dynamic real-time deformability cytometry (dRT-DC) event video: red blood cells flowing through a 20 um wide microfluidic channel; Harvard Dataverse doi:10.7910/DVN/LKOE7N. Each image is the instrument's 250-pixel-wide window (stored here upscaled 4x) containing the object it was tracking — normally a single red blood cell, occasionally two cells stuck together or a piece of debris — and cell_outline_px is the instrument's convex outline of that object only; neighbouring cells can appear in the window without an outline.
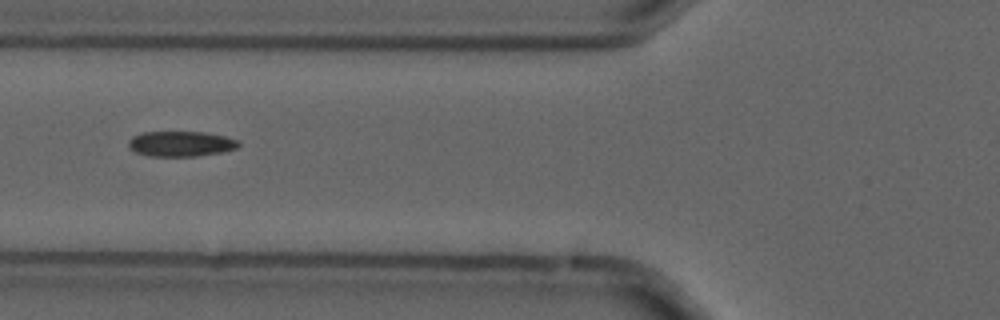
{"species": "common noctule bat (a hibernating species)", "species_latin": "Nyctalus noctula", "temperature_condition": "cold", "stored_images_in_passage": 8, "camera_frame_rate_fps": 3000, "um_per_image_px": 0.085, "animal": {"sex": "male", "forearm_length_mm": 52.5}, "frame": {"image": 1, "passage_image": 3, "time_ms": 0.667, "image_size_px": [1000, 320], "cell_outline_px": [[240, 144], [236, 148], [224, 152], [196, 156], [152, 156], [136, 152], [128, 144], [128, 140], [132, 136], [144, 132], [204, 132], [224, 136], [240, 140]], "centroid_in_image_um": [15.41, 12.22], "position_along_channel_um": 110.4, "area_um2": 16.18}}
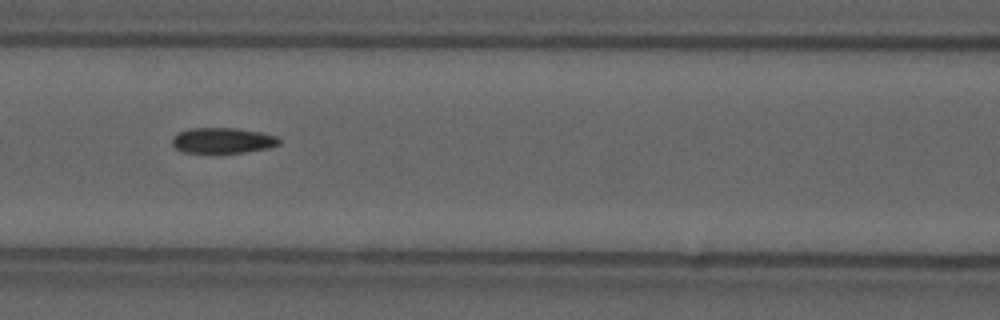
{"frame": {"image": 2, "passage_image": 4, "time_ms": 1.0, "image_size_px": [1000, 320], "cell_outline_px": [[280, 144], [268, 148], [244, 152], [184, 152], [176, 148], [172, 144], [172, 140], [180, 132], [192, 128], [236, 128], [260, 132], [276, 136], [280, 140]], "centroid_in_image_um": [18.96, 11.93], "position_along_channel_um": 147.6, "area_um2": 15.61}}
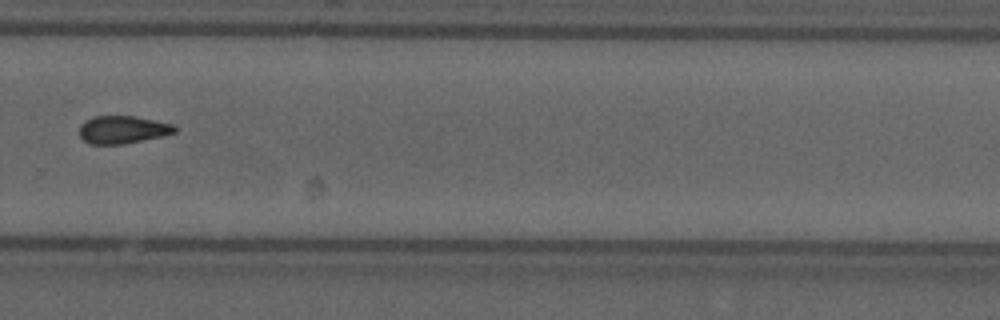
{"frame": {"image": 3, "passage_image": 8, "time_ms": 2.333, "image_size_px": [1000, 320], "cell_outline_px": [[176, 132], [160, 136], [124, 144], [88, 144], [80, 136], [80, 124], [84, 120], [92, 116], [132, 116], [172, 124], [176, 128]], "centroid_in_image_um": [10.36, 11.02], "position_along_channel_um": 319.4, "area_um2": 15.26}}